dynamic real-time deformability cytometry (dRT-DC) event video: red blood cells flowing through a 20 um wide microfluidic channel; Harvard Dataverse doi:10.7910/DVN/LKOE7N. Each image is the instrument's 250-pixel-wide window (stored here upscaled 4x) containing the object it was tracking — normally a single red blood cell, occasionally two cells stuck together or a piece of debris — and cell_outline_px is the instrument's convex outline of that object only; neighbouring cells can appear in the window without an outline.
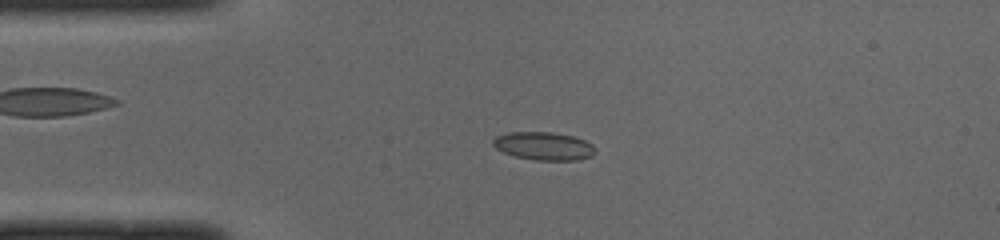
{"species": "common noctule bat (a hibernating species)", "species_latin": "Nyctalus noctula", "temperature_condition": "cold", "stored_images_in_passage": 49, "camera_frame_rate_fps": 3000, "um_per_image_px": 0.085, "animal": {"sex": "male", "body_mass_g": 19.0, "forearm_length_mm": 50.8}, "frame": {"image": 1, "passage_image": 11, "time_ms": 3.333, "image_size_px": [1000, 240], "cell_outline_px": [[596, 152], [592, 156], [576, 160], [536, 160], [516, 156], [504, 152], [496, 148], [492, 144], [492, 140], [496, 136], [508, 132], [552, 132], [572, 136], [584, 140], [592, 144]], "centroid_in_image_um": [46.21, 12.41], "position_along_channel_um": 38.8, "area_um2": 16.65}}
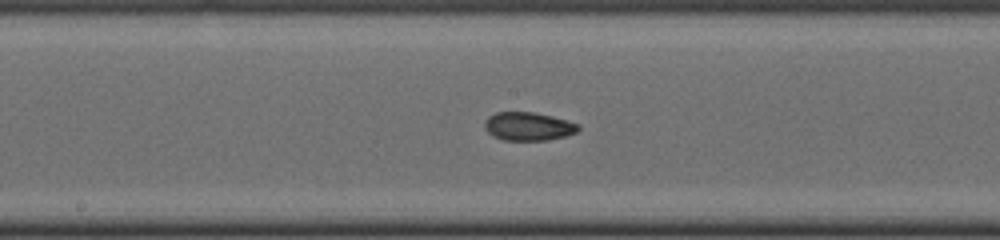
{"frame": {"image": 2, "passage_image": 25, "time_ms": 8.0, "image_size_px": [1000, 240], "cell_outline_px": [[580, 128], [576, 132], [564, 136], [548, 140], [504, 140], [488, 132], [484, 128], [484, 124], [488, 116], [496, 112], [532, 112], [564, 120], [576, 124]], "centroid_in_image_um": [44.86, 10.74], "position_along_channel_um": 203.3, "area_um2": 15.09}}
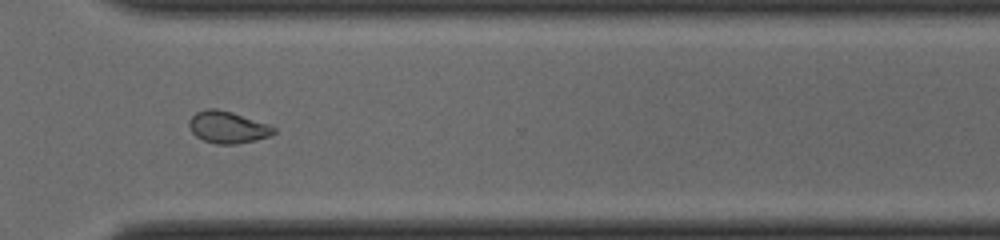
{"frame": {"image": 3, "passage_image": 36, "time_ms": 11.667, "image_size_px": [1000, 240], "cell_outline_px": [[276, 132], [272, 136], [256, 140], [236, 144], [216, 144], [204, 140], [196, 136], [192, 132], [188, 124], [188, 120], [196, 112], [208, 108], [216, 108], [232, 112], [268, 124], [276, 128]], "centroid_in_image_um": [19.36, 10.81], "position_along_channel_um": 351.2, "area_um2": 15.84}, "authors_computed_cell_mechanics": {"area_um2": 15.7794, "velocity_mm_per_s": 4.0174, "shape_relaxation_time_tau1_ms": null, "shape_relaxation_time_tau2_ms": 2.121, "deformation_change_tau1": null, "deformation_change_tau2": 0.0568}}